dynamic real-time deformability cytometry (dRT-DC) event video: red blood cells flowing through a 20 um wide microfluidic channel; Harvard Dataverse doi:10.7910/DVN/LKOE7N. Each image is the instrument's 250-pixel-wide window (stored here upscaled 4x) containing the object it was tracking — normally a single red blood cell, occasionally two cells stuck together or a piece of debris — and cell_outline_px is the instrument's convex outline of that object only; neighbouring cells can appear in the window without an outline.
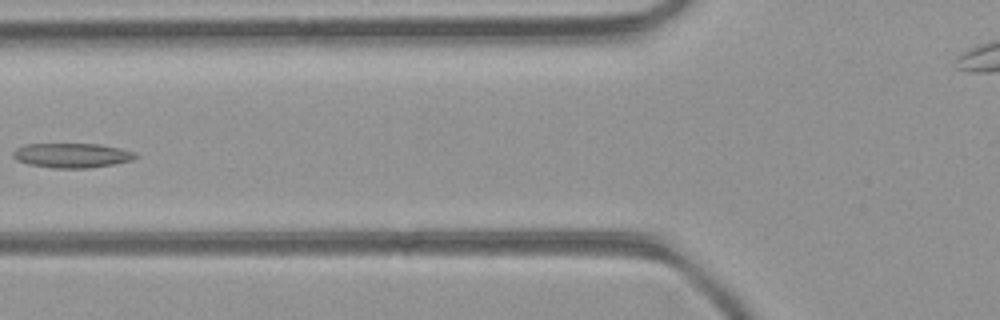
{"species": "common noctule bat (a hibernating species)", "species_latin": "Nyctalus noctula", "temperature_condition": "room temperature", "stored_images_in_passage": 4, "camera_frame_rate_fps": 3000, "um_per_image_px": 0.085, "animal": {"sex": "female", "body_mass_g": 21.9}, "frame": {"image": 1, "passage_image": 4, "time_ms": 1.0, "image_size_px": [1000, 320], "cell_outline_px": [[140, 156], [132, 160], [112, 164], [88, 168], [52, 168], [28, 164], [16, 160], [12, 156], [12, 152], [16, 148], [28, 144], [100, 144], [120, 148], [136, 152]], "centroid_in_image_um": [6.12, 13.21], "position_along_channel_um": 119.7, "area_um2": 17.63}}